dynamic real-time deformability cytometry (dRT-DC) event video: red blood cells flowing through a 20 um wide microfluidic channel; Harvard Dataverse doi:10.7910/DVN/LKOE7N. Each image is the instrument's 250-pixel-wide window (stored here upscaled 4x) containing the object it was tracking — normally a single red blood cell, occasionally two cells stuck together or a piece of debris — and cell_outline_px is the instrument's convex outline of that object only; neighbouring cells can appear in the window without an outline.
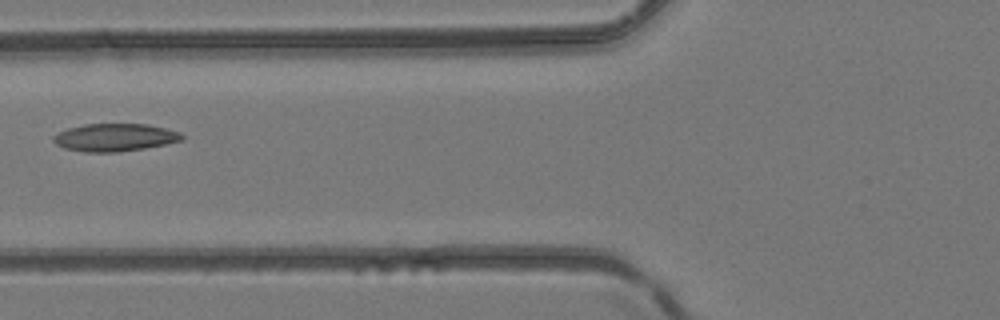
{"species": "common noctule bat (a hibernating species)", "species_latin": "Nyctalus noctula", "temperature_condition": "room temperature", "stored_images_in_passage": 6, "camera_frame_rate_fps": 3000, "um_per_image_px": 0.085, "animal": {"sex": "female", "body_mass_g": 24.6, "forearm_length_mm": 56.2}, "frame": {"image": 1, "passage_image": 6, "time_ms": 1.667, "image_size_px": [1000, 320], "cell_outline_px": [[184, 140], [144, 148], [120, 152], [84, 152], [64, 148], [56, 144], [52, 140], [52, 136], [68, 128], [84, 124], [148, 124], [180, 132], [184, 136]], "centroid_in_image_um": [9.75, 11.68], "position_along_channel_um": 116.1, "area_um2": 20.75}}